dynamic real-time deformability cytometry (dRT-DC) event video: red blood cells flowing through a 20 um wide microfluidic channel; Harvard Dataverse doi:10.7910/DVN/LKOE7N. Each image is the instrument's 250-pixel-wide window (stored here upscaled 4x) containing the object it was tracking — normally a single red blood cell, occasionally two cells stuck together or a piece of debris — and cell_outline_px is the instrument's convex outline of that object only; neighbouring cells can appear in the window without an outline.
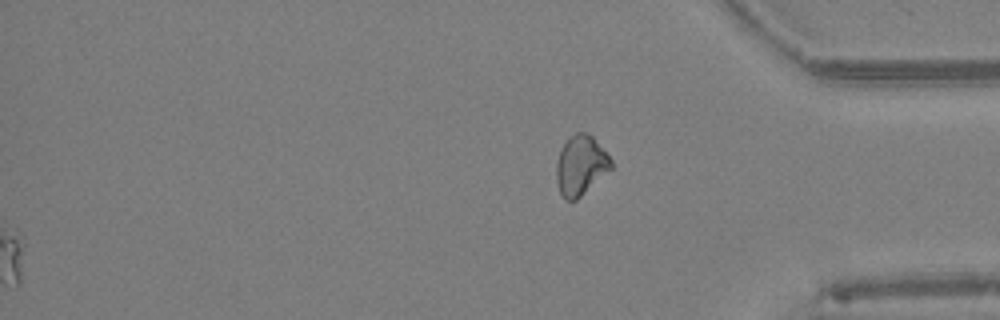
{"species": "Egyptian fruit bat (a non-hibernating species)", "species_latin": "Rousettus aegyptiacus", "temperature_condition": "warm", "stored_images_in_passage": 41, "segment_of_instrument_passage": [2, 2], "camera_frame_rate_fps": 3000, "um_per_image_px": 0.085, "animal": {"sex": "female"}, "frame": {"image": 1, "passage_image": 41, "time_ms": 13.333, "image_size_px": [1000, 320], "cell_outline_px": [[612, 168], [576, 200], [564, 200], [560, 192], [556, 180], [556, 164], [560, 152], [564, 144], [576, 132], [584, 132], [592, 136], [612, 160]], "centroid_in_image_um": [49.35, 14.07], "position_along_channel_um": 385.8, "area_um2": 18.67}}